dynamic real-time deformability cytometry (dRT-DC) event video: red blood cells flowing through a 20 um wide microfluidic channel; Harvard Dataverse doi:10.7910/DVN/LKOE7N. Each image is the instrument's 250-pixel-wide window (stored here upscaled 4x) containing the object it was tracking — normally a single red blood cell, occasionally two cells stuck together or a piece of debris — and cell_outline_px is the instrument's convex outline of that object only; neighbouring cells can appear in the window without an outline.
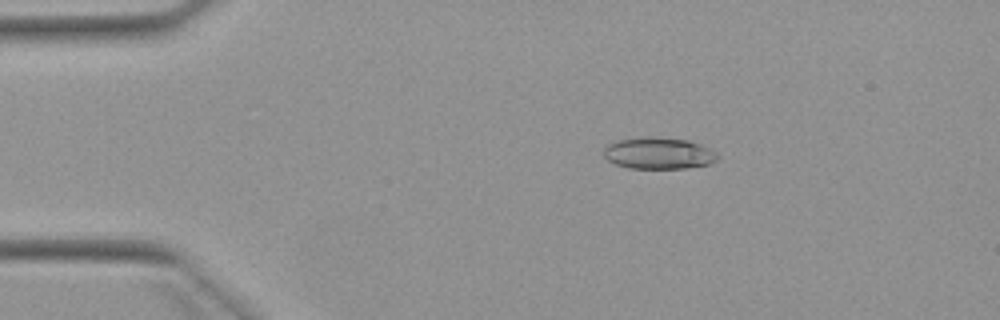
{"species": "Egyptian fruit bat (a non-hibernating species)", "species_latin": "Rousettus aegyptiacus", "temperature_condition": "warm", "stored_images_in_passage": 4, "camera_frame_rate_fps": 3000, "um_per_image_px": 0.085, "animal": {"sex": "female"}, "frame": {"image": 1, "passage_image": 3, "time_ms": 2.333, "image_size_px": [1000, 320], "cell_outline_px": [[720, 156], [716, 160], [708, 164], [688, 168], [628, 168], [616, 164], [608, 160], [604, 156], [604, 148], [612, 140], [644, 136], [652, 136], [688, 140], [700, 144], [716, 152]], "centroid_in_image_um": [55.95, 13.01], "position_along_channel_um": 29.0, "area_um2": 21.21}}